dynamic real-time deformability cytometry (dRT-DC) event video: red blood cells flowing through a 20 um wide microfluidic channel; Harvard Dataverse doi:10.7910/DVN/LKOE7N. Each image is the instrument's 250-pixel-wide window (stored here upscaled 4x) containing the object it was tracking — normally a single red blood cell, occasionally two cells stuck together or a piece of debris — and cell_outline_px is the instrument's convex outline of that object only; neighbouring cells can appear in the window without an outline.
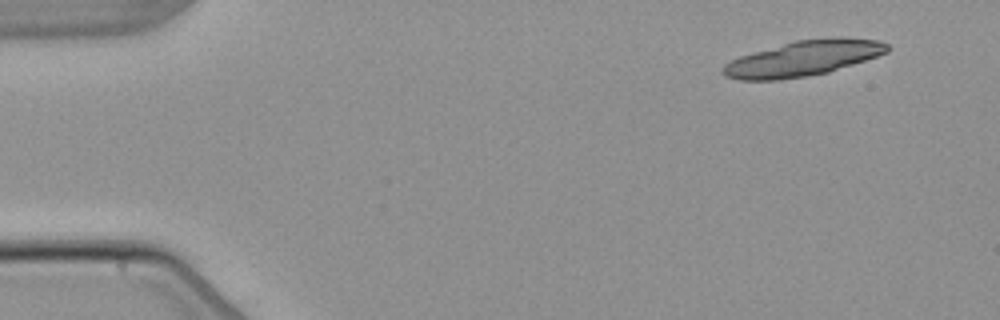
{"species": "common noctule bat (a hibernating species)", "species_latin": "Nyctalus noctula", "temperature_condition": "warm", "stored_images_in_passage": 5, "camera_frame_rate_fps": 3000, "um_per_image_px": 0.085, "animal": {"sex": "male", "body_mass_g": 21.5, "forearm_length_mm": 52.0}, "frame": {"image": 1, "passage_image": 1, "time_ms": 0.0, "image_size_px": [1000, 320], "cell_outline_px": [[888, 52], [828, 72], [808, 76], [780, 80], [740, 80], [724, 76], [720, 72], [720, 68], [724, 64], [740, 56], [796, 40], [840, 36], [880, 40], [888, 44]], "centroid_in_image_um": [68.25, 4.96], "position_along_channel_um": 16.7, "area_um2": 33.87}}
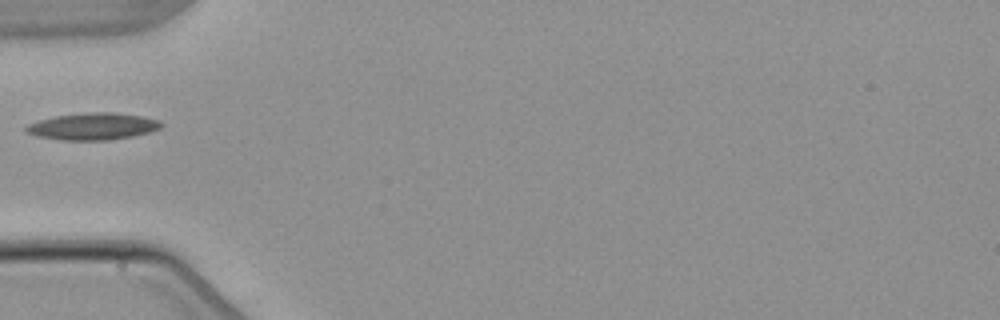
{"frame": {"image": 2, "passage_image": 5, "time_ms": 4.667, "image_size_px": [1000, 320], "cell_outline_px": [[164, 124], [160, 128], [152, 132], [132, 136], [108, 140], [60, 140], [36, 136], [24, 132], [24, 128], [28, 124], [40, 120], [56, 116], [88, 112], [112, 112], [144, 116], [160, 120]], "centroid_in_image_um": [7.91, 10.74], "position_along_channel_um": 77.1, "area_um2": 21.39}}